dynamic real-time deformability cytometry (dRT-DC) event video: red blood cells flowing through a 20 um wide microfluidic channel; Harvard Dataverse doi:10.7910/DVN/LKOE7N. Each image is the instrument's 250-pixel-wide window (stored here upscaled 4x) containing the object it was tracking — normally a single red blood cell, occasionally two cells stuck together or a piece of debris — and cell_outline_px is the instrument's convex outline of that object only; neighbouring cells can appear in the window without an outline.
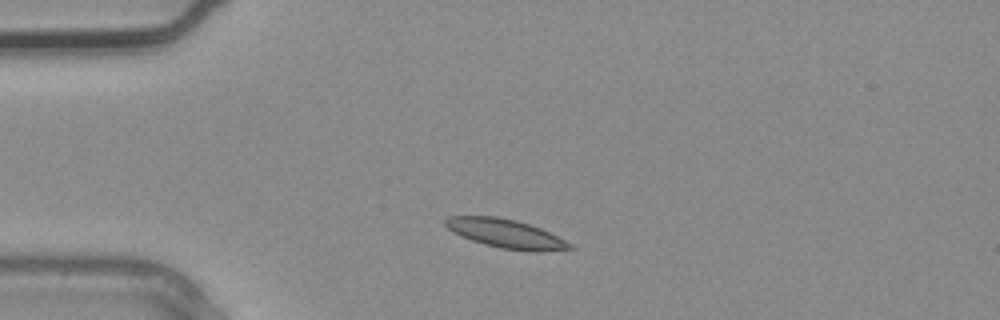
{"species": "common noctule bat (a hibernating species)", "species_latin": "Nyctalus noctula", "temperature_condition": "warm", "stored_images_in_passage": 2, "camera_frame_rate_fps": 3000, "um_per_image_px": 0.085, "animal": {"sex": "male", "body_mass_g": 20.4}, "frame": {"image": 1, "passage_image": 1, "time_ms": 0.0, "image_size_px": [1000, 320], "cell_outline_px": [[576, 248], [500, 248], [484, 244], [460, 236], [452, 232], [444, 224], [444, 220], [448, 216], [496, 216], [516, 220], [540, 228], [572, 244]], "centroid_in_image_um": [42.81, 19.78], "position_along_channel_um": 42.2, "area_um2": 19.71}}
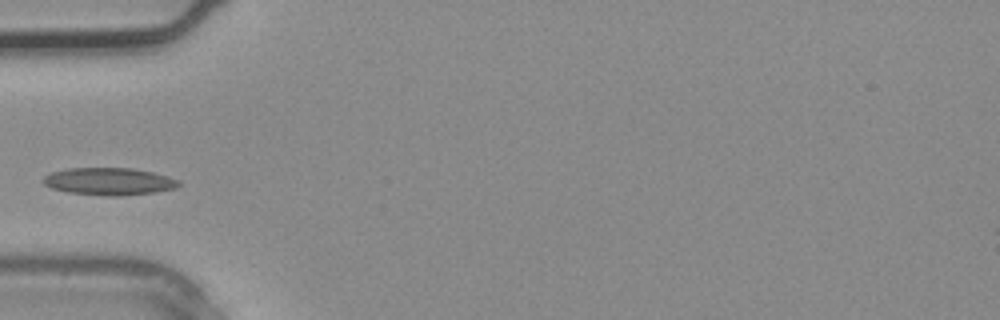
{"frame": {"image": 2, "passage_image": 2, "time_ms": 0.333, "image_size_px": [1000, 320], "cell_outline_px": [[180, 184], [176, 188], [156, 192], [120, 196], [108, 196], [68, 192], [52, 188], [44, 184], [40, 180], [44, 176], [52, 172], [68, 168], [132, 168], [152, 172], [168, 176], [180, 180]], "centroid_in_image_um": [9.27, 15.42], "position_along_channel_um": 75.7, "area_um2": 21.68}}